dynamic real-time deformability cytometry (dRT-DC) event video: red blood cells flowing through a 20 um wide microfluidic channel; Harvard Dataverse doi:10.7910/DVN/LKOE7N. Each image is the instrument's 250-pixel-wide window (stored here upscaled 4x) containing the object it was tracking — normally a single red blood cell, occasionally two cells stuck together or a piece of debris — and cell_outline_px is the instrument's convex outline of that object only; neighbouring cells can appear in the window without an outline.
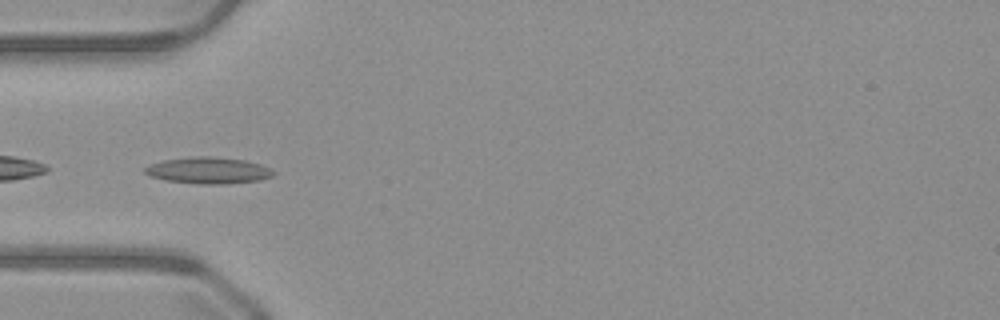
{"species": "common noctule bat (a hibernating species)", "species_latin": "Nyctalus noctula", "temperature_condition": "warm", "stored_images_in_passage": 41, "camera_frame_rate_fps": 3000, "um_per_image_px": 0.085, "animal": {"sex": "male", "body_mass_g": 23.1, "forearm_length_mm": 52.7}, "frame": {"image": 1, "passage_image": 6, "time_ms": 1.667, "image_size_px": [1000, 320], "cell_outline_px": [[276, 172], [272, 176], [260, 180], [224, 184], [200, 184], [164, 180], [152, 176], [144, 172], [144, 168], [148, 164], [164, 160], [192, 156], [212, 156], [244, 160], [260, 164]], "centroid_in_image_um": [17.69, 14.48], "position_along_channel_um": 67.3, "area_um2": 19.83}}
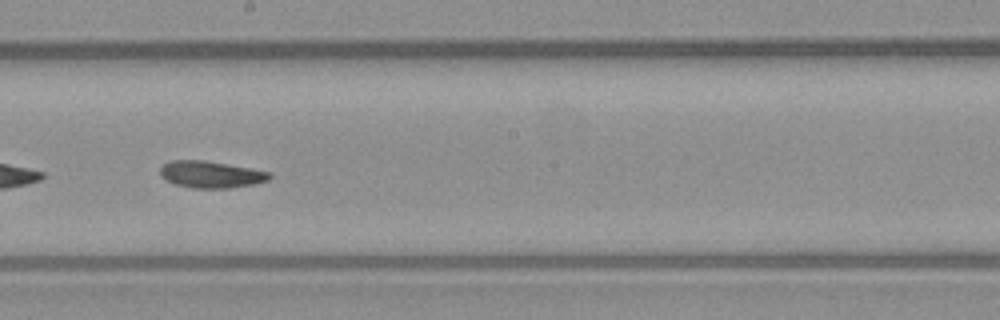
{"frame": {"image": 2, "passage_image": 18, "time_ms": 5.667, "image_size_px": [1000, 320], "cell_outline_px": [[272, 176], [268, 180], [252, 184], [228, 188], [192, 188], [176, 184], [160, 176], [160, 168], [168, 160], [204, 160], [252, 168], [272, 172]], "centroid_in_image_um": [17.93, 14.81], "position_along_channel_um": 230.3, "area_um2": 17.11}}
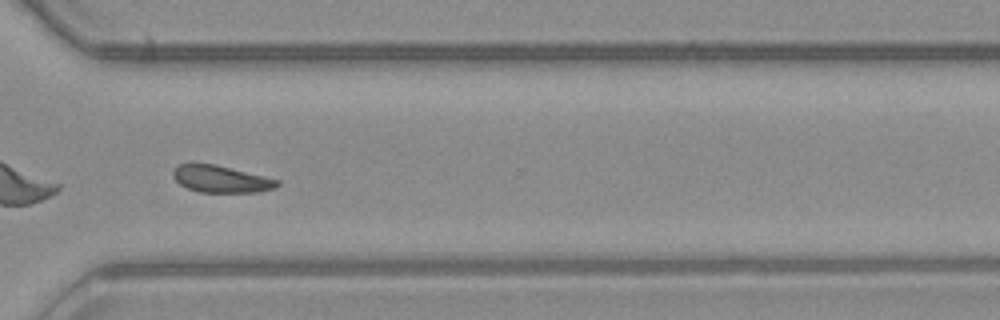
{"frame": {"image": 3, "passage_image": 27, "time_ms": 8.667, "image_size_px": [1000, 320], "cell_outline_px": [[280, 184], [276, 188], [260, 192], [200, 192], [188, 188], [180, 184], [172, 176], [172, 172], [176, 164], [192, 160], [216, 164], [280, 180]], "centroid_in_image_um": [18.73, 15.17], "position_along_channel_um": 351.9, "area_um2": 16.99}, "authors_computed_cell_mechanics": {"area_um2": 17.051, "velocity_mm_per_s": 4.059, "shape_relaxation_time_tau1_ms": 10.758, "shape_relaxation_time_tau2_ms": 11.1119, "deformation_change_tau1": 0.1955, "deformation_change_tau2": 0.1752}}